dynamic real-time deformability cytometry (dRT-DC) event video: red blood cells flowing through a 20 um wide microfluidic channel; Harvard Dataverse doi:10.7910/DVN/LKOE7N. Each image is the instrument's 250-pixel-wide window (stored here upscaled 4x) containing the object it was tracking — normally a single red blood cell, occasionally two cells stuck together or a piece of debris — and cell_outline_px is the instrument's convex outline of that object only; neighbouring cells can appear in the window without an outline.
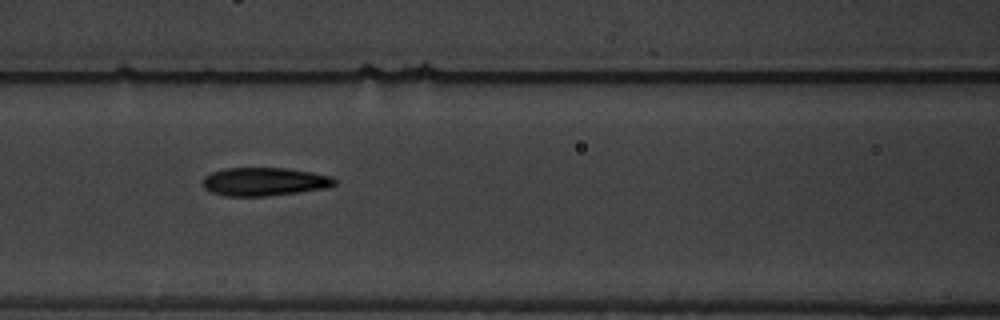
{"species": "common noctule bat (a hibernating species)", "species_latin": "Nyctalus noctula", "temperature_condition": "warm", "stored_images_in_passage": 15, "camera_frame_rate_fps": 3000, "um_per_image_px": 0.085, "animal": {"sex": "male", "body_mass_g": 19.5, "forearm_length_mm": 54.6}, "frame": {"image": 1, "passage_image": 7, "time_ms": 8.0, "image_size_px": [1000, 320], "cell_outline_px": [[336, 184], [328, 188], [300, 192], [268, 196], [224, 196], [212, 192], [204, 188], [204, 176], [212, 172], [224, 168], [288, 168], [312, 172], [332, 176], [336, 180]], "centroid_in_image_um": [22.51, 15.44], "position_along_channel_um": 144.1, "area_um2": 21.91}}
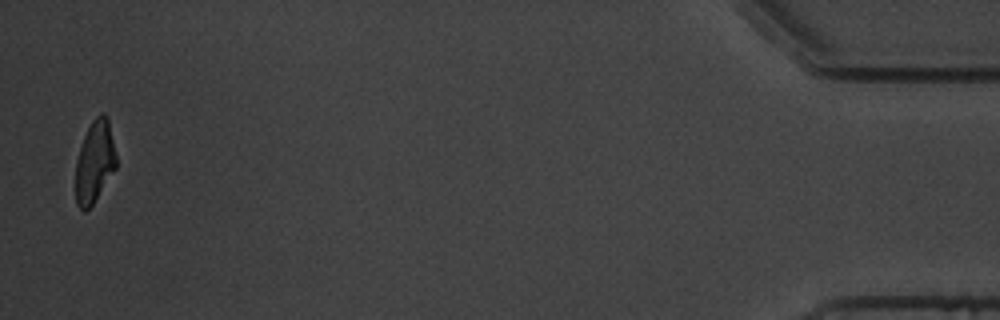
{"frame": {"image": 2, "passage_image": 15, "time_ms": 18.333, "image_size_px": [1000, 320], "cell_outline_px": [[116, 168], [92, 204], [84, 212], [76, 204], [76, 160], [84, 136], [92, 120], [100, 112], [104, 112], [108, 116], [116, 156]], "centroid_in_image_um": [8.05, 13.71], "position_along_channel_um": 427.1, "area_um2": 19.25}, "authors_computed_cell_mechanics": {"area_um2": 22.253, "velocity_mm_per_s": 3.5824, "shape_relaxation_time_tau1_ms": 4.1979, "shape_relaxation_time_tau2_ms": 1.5704, "deformation_change_tau1": 0.1498, "deformation_change_tau2": 0.0672}}